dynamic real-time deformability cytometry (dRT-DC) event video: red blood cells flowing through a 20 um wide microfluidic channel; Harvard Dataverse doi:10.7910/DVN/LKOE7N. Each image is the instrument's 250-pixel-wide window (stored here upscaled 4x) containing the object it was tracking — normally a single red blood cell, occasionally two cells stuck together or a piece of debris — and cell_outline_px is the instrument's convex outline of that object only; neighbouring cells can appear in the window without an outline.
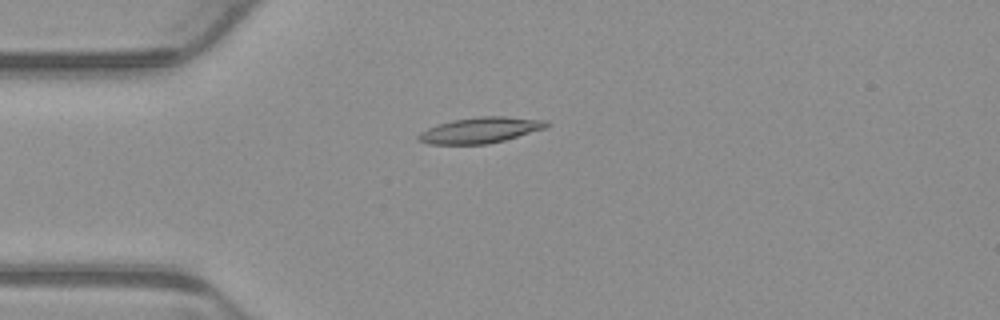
{"species": "common noctule bat (a hibernating species)", "species_latin": "Nyctalus noctula", "temperature_condition": "warm", "stored_images_in_passage": 4, "camera_frame_rate_fps": 3000, "um_per_image_px": 0.085, "animal": {"sex": "male", "body_mass_g": 23.1, "forearm_length_mm": 52.7}, "frame": {"image": 1, "passage_image": 4, "time_ms": 1.0, "image_size_px": [1000, 320], "cell_outline_px": [[552, 124], [548, 128], [504, 140], [488, 144], [428, 144], [416, 140], [416, 136], [420, 132], [436, 124], [452, 120], [480, 116], [504, 116], [548, 120]], "centroid_in_image_um": [40.85, 11.06], "position_along_channel_um": 44.1, "area_um2": 19.59}}